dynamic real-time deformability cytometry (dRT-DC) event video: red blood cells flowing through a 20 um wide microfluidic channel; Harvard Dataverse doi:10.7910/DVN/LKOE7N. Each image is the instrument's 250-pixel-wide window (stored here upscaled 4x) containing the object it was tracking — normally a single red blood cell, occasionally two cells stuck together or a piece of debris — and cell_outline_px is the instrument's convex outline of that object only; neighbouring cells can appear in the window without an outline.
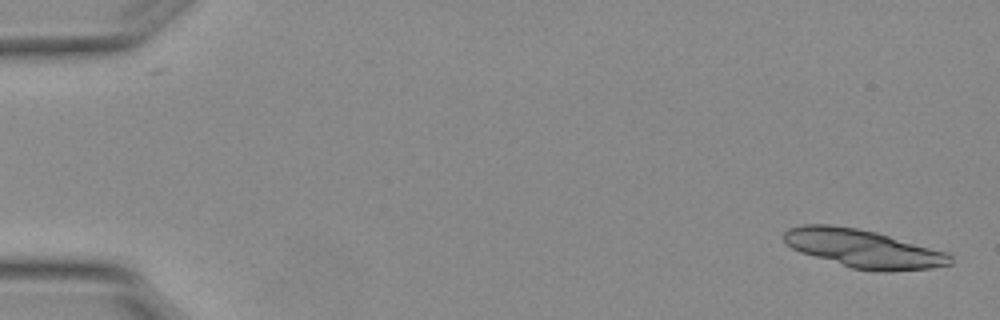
{"species": "Egyptian fruit bat (a non-hibernating species)", "species_latin": "Rousettus aegyptiacus", "temperature_condition": "warm", "stored_images_in_passage": 5, "camera_frame_rate_fps": 3000, "um_per_image_px": 0.085, "animal": {"sex": "female"}, "frame": {"image": 1, "passage_image": 1, "time_ms": 0.0, "image_size_px": [1000, 320], "cell_outline_px": [[952, 264], [932, 268], [892, 272], [884, 272], [852, 268], [800, 252], [792, 248], [784, 240], [784, 232], [788, 228], [804, 224], [828, 224], [856, 228], [876, 232], [948, 252], [952, 256]], "centroid_in_image_um": [73.41, 21.14], "position_along_channel_um": 11.6, "area_um2": 37.05}}